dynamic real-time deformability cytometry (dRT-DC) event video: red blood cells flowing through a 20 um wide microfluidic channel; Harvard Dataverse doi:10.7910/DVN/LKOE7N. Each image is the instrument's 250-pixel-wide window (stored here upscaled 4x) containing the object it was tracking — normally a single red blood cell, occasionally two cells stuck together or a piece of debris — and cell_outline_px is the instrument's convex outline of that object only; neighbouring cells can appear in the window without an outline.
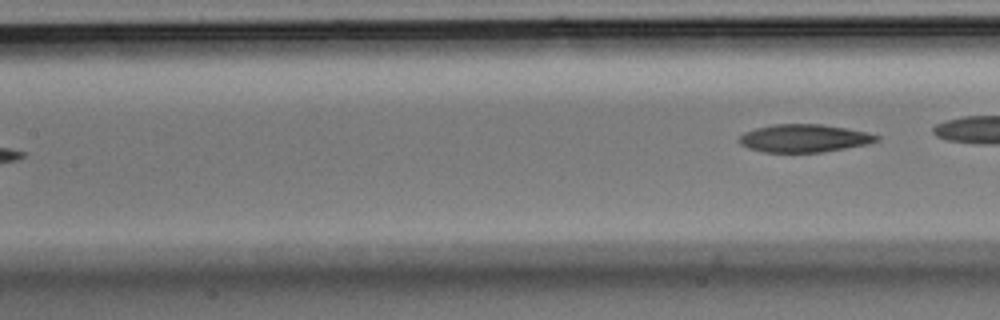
{"species": "Egyptian fruit bat (a non-hibernating species)", "species_latin": "Rousettus aegyptiacus", "temperature_condition": "room temperature", "stored_images_in_passage": 5, "camera_frame_rate_fps": 3000, "um_per_image_px": 0.085, "animal": {"sex": "male"}, "frame": {"image": 1, "passage_image": 5, "time_ms": 1.333, "image_size_px": [1000, 320], "cell_outline_px": [[880, 140], [868, 144], [824, 152], [764, 152], [748, 148], [740, 144], [740, 136], [744, 132], [756, 128], [772, 124], [820, 124], [868, 132], [880, 136]], "centroid_in_image_um": [68.37, 11.75], "position_along_channel_um": 139.0, "area_um2": 22.31}}